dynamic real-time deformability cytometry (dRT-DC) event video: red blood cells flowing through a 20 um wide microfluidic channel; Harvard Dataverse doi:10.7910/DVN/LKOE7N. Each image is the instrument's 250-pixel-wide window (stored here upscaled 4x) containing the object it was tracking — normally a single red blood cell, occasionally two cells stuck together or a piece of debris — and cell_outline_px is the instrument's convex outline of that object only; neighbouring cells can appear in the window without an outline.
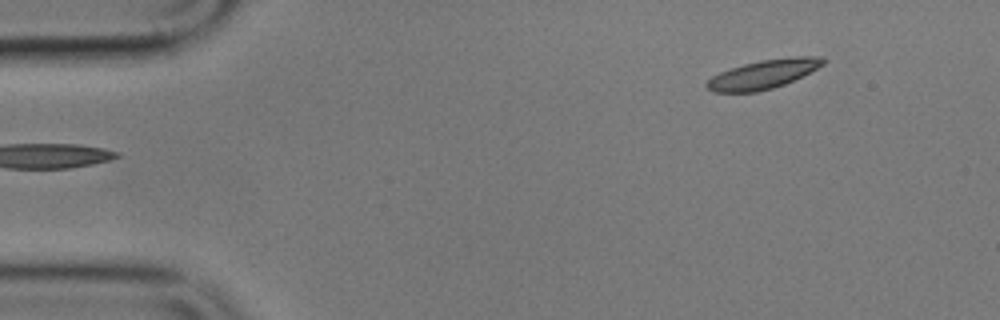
{"species": "common noctule bat (a hibernating species)", "species_latin": "Nyctalus noctula", "temperature_condition": "cold", "stored_images_in_passage": 4, "camera_frame_rate_fps": 3000, "um_per_image_px": 0.085, "animal": {"sex": "male", "body_mass_g": 17.9}, "frame": {"image": 1, "passage_image": 1, "time_ms": 0.0, "image_size_px": [1000, 320], "cell_outline_px": [[828, 60], [824, 64], [784, 84], [772, 88], [756, 92], [712, 92], [704, 84], [712, 76], [720, 72], [744, 64], [760, 60], [796, 56], [824, 56]], "centroid_in_image_um": [64.88, 6.3], "position_along_channel_um": 20.1, "area_um2": 19.42}}
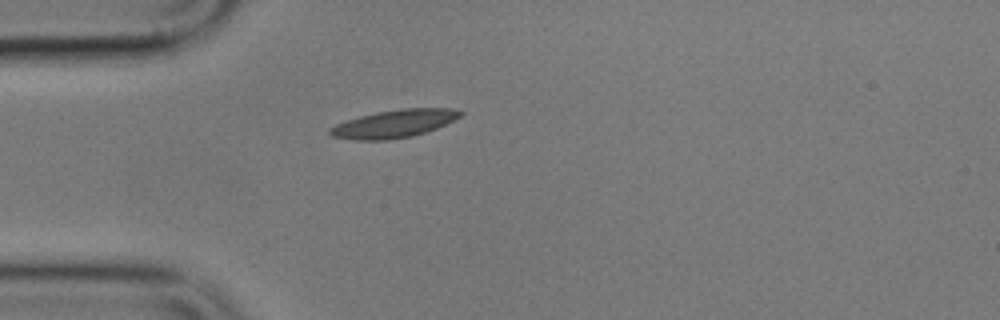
{"frame": {"image": 2, "passage_image": 3, "time_ms": 3.0, "image_size_px": [1000, 320], "cell_outline_px": [[464, 112], [460, 116], [436, 128], [412, 136], [388, 140], [352, 140], [332, 136], [328, 132], [328, 128], [336, 124], [360, 116], [376, 112], [404, 108], [452, 108]], "centroid_in_image_um": [33.46, 10.52], "position_along_channel_um": 51.5, "area_um2": 20.98}}